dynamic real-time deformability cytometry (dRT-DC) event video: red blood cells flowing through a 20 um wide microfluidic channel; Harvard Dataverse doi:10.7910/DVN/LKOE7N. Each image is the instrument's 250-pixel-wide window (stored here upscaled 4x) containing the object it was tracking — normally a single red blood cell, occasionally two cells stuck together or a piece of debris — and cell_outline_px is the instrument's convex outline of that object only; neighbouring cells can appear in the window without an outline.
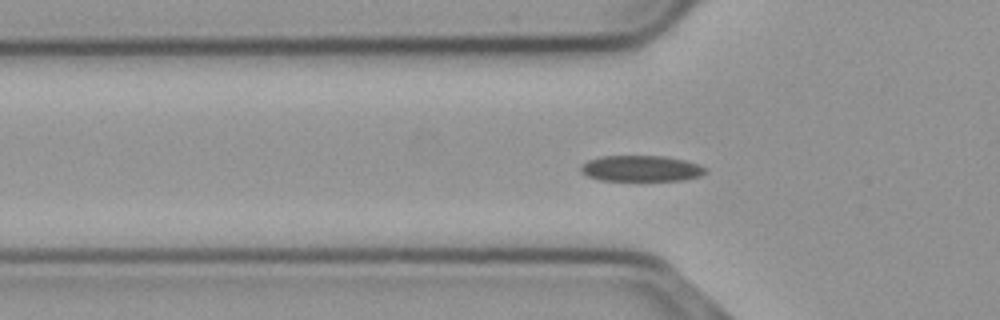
{"species": "common noctule bat (a hibernating species)", "species_latin": "Nyctalus noctula", "temperature_condition": "cold", "stored_images_in_passage": 57, "camera_frame_rate_fps": 3000, "um_per_image_px": 0.085, "animal": {"sex": "male", "body_mass_g": 23.1, "forearm_length_mm": 52.7}, "frame": {"image": 1, "passage_image": 18, "time_ms": 5.667, "image_size_px": [1000, 320], "cell_outline_px": [[708, 172], [700, 176], [684, 180], [600, 180], [588, 176], [580, 172], [580, 164], [588, 160], [604, 156], [664, 156], [684, 160], [708, 168]], "centroid_in_image_um": [54.49, 14.32], "position_along_channel_um": 71.3, "area_um2": 18.84}}
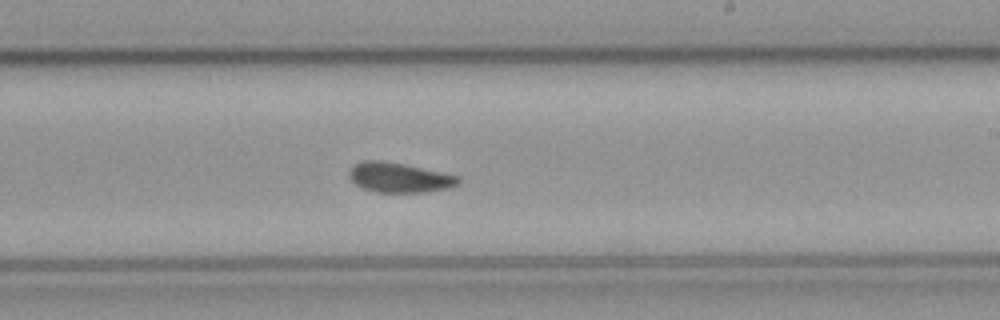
{"frame": {"image": 2, "passage_image": 33, "time_ms": 10.667, "image_size_px": [1000, 320], "cell_outline_px": [[460, 180], [456, 184], [448, 188], [424, 192], [376, 192], [364, 188], [356, 184], [348, 176], [348, 172], [356, 164], [364, 160], [384, 160], [404, 164], [460, 176]], "centroid_in_image_um": [33.93, 15.08], "position_along_channel_um": 255.1, "area_um2": 18.79}}
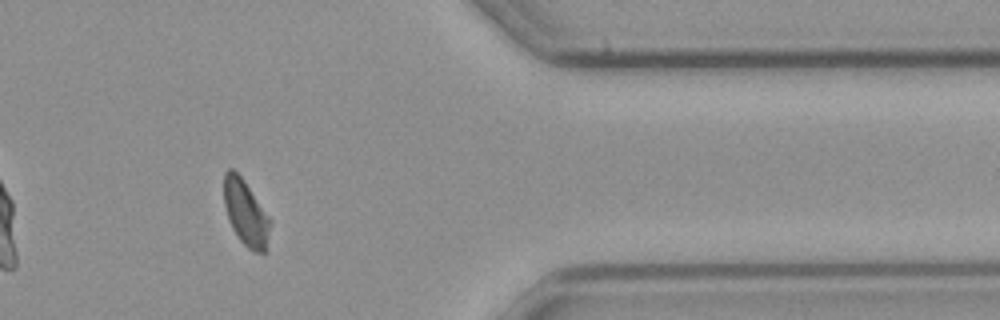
{"frame": {"image": 3, "passage_image": 46, "time_ms": 15.0, "image_size_px": [1000, 320], "cell_outline_px": [[272, 224], [264, 252], [252, 252], [240, 240], [232, 228], [228, 220], [224, 204], [224, 172], [228, 168], [232, 168], [240, 176], [272, 220]], "centroid_in_image_um": [20.88, 18.1], "position_along_channel_um": 390.5, "area_um2": 17.57}, "authors_computed_cell_mechanics": {"area_um2": 18.8428, "velocity_mm_per_s": 3.6558, "shape_relaxation_time_tau1_ms": 7.2951, "shape_relaxation_time_tau2_ms": null, "deformation_change_tau1": 0.1123, "deformation_change_tau2": null}}